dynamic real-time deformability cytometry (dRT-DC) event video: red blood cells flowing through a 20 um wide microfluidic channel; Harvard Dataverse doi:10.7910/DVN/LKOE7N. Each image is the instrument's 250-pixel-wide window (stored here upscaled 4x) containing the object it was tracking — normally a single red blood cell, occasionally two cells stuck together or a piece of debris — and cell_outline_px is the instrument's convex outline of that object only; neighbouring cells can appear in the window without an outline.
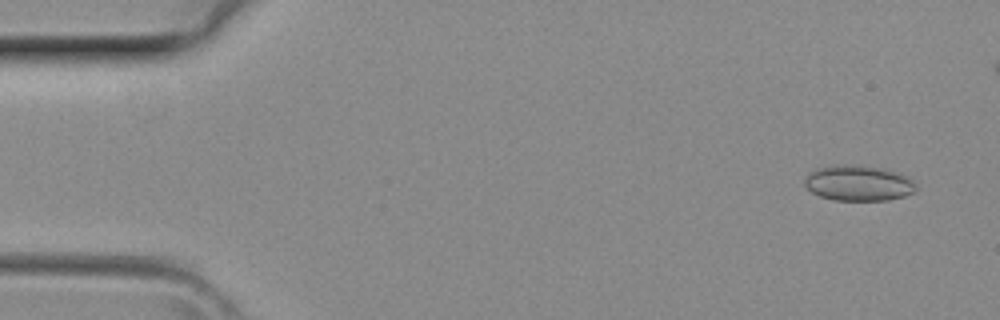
{"species": "common noctule bat (a hibernating species)", "species_latin": "Nyctalus noctula", "temperature_condition": "room temperature", "stored_images_in_passage": 4, "camera_frame_rate_fps": 3000, "um_per_image_px": 0.085, "animal": {"sex": "female", "body_mass_g": 29.2, "forearm_length_mm": 56.3}, "frame": {"image": 1, "passage_image": 1, "time_ms": 0.0, "image_size_px": [1000, 320], "cell_outline_px": [[916, 192], [904, 196], [888, 200], [832, 200], [820, 196], [812, 192], [804, 184], [804, 176], [808, 172], [816, 168], [836, 164], [852, 164], [888, 168], [900, 172], [908, 176], [912, 180], [916, 188]], "centroid_in_image_um": [72.97, 15.54], "position_along_channel_um": 12.0, "area_um2": 23.64}}